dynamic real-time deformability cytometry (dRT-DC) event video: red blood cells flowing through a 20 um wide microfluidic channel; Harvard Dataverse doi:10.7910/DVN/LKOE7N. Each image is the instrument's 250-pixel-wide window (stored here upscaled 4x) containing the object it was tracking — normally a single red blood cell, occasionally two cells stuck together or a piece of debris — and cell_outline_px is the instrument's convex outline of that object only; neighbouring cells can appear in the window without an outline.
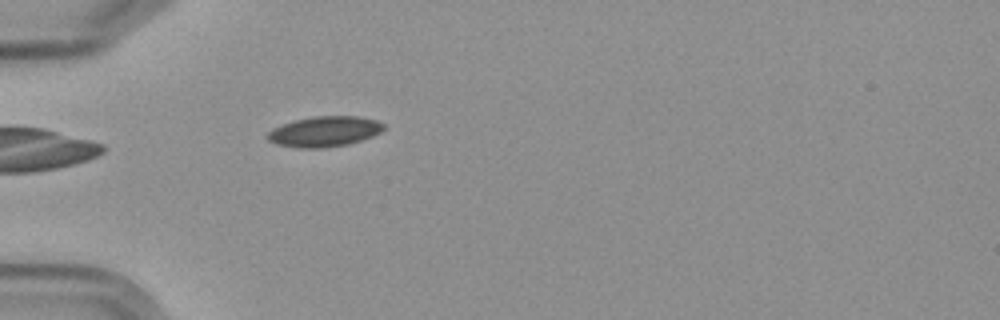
{"species": "Egyptian fruit bat (a non-hibernating species)", "species_latin": "Rousettus aegyptiacus", "temperature_condition": "cold", "stored_images_in_passage": 6, "camera_frame_rate_fps": 3000, "um_per_image_px": 0.085, "frame": {"image": 1, "passage_image": 6, "time_ms": 5.667, "image_size_px": [1000, 320], "cell_outline_px": [[384, 128], [380, 132], [372, 136], [348, 144], [324, 148], [296, 148], [276, 144], [268, 140], [264, 136], [272, 128], [296, 120], [312, 116], [360, 116], [376, 120], [384, 124]], "centroid_in_image_um": [27.55, 11.18], "position_along_channel_um": 57.5, "area_um2": 20.63}}